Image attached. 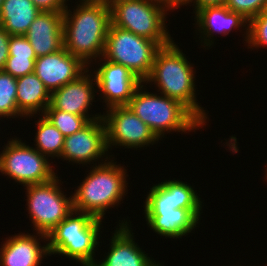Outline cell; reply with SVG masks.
I'll list each match as a JSON object with an SVG mask.
<instances>
[{
  "mask_svg": "<svg viewBox=\"0 0 267 266\" xmlns=\"http://www.w3.org/2000/svg\"><path fill=\"white\" fill-rule=\"evenodd\" d=\"M79 2L73 12L68 9L69 4L63 12L64 48L90 68L91 63L103 56L111 24V10L108 1Z\"/></svg>",
  "mask_w": 267,
  "mask_h": 266,
  "instance_id": "1",
  "label": "cell"
},
{
  "mask_svg": "<svg viewBox=\"0 0 267 266\" xmlns=\"http://www.w3.org/2000/svg\"><path fill=\"white\" fill-rule=\"evenodd\" d=\"M174 40L160 47L154 57L152 71L144 83L154 86L169 98L186 106L205 126L209 119L197 102L194 64H191Z\"/></svg>",
  "mask_w": 267,
  "mask_h": 266,
  "instance_id": "2",
  "label": "cell"
},
{
  "mask_svg": "<svg viewBox=\"0 0 267 266\" xmlns=\"http://www.w3.org/2000/svg\"><path fill=\"white\" fill-rule=\"evenodd\" d=\"M115 159L91 166L73 194V210L103 220L111 207L121 204L128 194L127 169L116 164Z\"/></svg>",
  "mask_w": 267,
  "mask_h": 266,
  "instance_id": "3",
  "label": "cell"
},
{
  "mask_svg": "<svg viewBox=\"0 0 267 266\" xmlns=\"http://www.w3.org/2000/svg\"><path fill=\"white\" fill-rule=\"evenodd\" d=\"M144 84L142 82L136 88L127 106L149 126L159 140L169 132L181 131L183 134L204 127V124L182 103L163 94L148 92Z\"/></svg>",
  "mask_w": 267,
  "mask_h": 266,
  "instance_id": "4",
  "label": "cell"
},
{
  "mask_svg": "<svg viewBox=\"0 0 267 266\" xmlns=\"http://www.w3.org/2000/svg\"><path fill=\"white\" fill-rule=\"evenodd\" d=\"M102 221L90 214L73 210L47 234L50 256L58 254L76 260L83 266H94Z\"/></svg>",
  "mask_w": 267,
  "mask_h": 266,
  "instance_id": "5",
  "label": "cell"
},
{
  "mask_svg": "<svg viewBox=\"0 0 267 266\" xmlns=\"http://www.w3.org/2000/svg\"><path fill=\"white\" fill-rule=\"evenodd\" d=\"M111 24L155 41L160 47L173 41L167 30L168 5L158 0H110ZM168 11V12H167Z\"/></svg>",
  "mask_w": 267,
  "mask_h": 266,
  "instance_id": "6",
  "label": "cell"
},
{
  "mask_svg": "<svg viewBox=\"0 0 267 266\" xmlns=\"http://www.w3.org/2000/svg\"><path fill=\"white\" fill-rule=\"evenodd\" d=\"M159 48L153 40L110 24L102 57L122 64L144 82L152 71Z\"/></svg>",
  "mask_w": 267,
  "mask_h": 266,
  "instance_id": "7",
  "label": "cell"
},
{
  "mask_svg": "<svg viewBox=\"0 0 267 266\" xmlns=\"http://www.w3.org/2000/svg\"><path fill=\"white\" fill-rule=\"evenodd\" d=\"M58 175L52 180L24 186L33 231L48 234L73 211V195L66 197Z\"/></svg>",
  "mask_w": 267,
  "mask_h": 266,
  "instance_id": "8",
  "label": "cell"
},
{
  "mask_svg": "<svg viewBox=\"0 0 267 266\" xmlns=\"http://www.w3.org/2000/svg\"><path fill=\"white\" fill-rule=\"evenodd\" d=\"M50 158L17 137L9 139L0 153V172L20 185L41 184L58 174Z\"/></svg>",
  "mask_w": 267,
  "mask_h": 266,
  "instance_id": "9",
  "label": "cell"
},
{
  "mask_svg": "<svg viewBox=\"0 0 267 266\" xmlns=\"http://www.w3.org/2000/svg\"><path fill=\"white\" fill-rule=\"evenodd\" d=\"M102 118L106 127L108 149L119 146L137 150L159 141L149 126L127 105L107 108Z\"/></svg>",
  "mask_w": 267,
  "mask_h": 266,
  "instance_id": "10",
  "label": "cell"
},
{
  "mask_svg": "<svg viewBox=\"0 0 267 266\" xmlns=\"http://www.w3.org/2000/svg\"><path fill=\"white\" fill-rule=\"evenodd\" d=\"M108 151L106 127L103 118H100L90 121L81 130L64 138L60 159L68 160L72 164L77 163L82 166L93 164L94 166L97 162L104 163L114 156L109 155Z\"/></svg>",
  "mask_w": 267,
  "mask_h": 266,
  "instance_id": "11",
  "label": "cell"
},
{
  "mask_svg": "<svg viewBox=\"0 0 267 266\" xmlns=\"http://www.w3.org/2000/svg\"><path fill=\"white\" fill-rule=\"evenodd\" d=\"M96 62H99L98 68L91 72L96 79L97 92H100L99 96L106 104L104 109L127 105L142 81L122 64L105 60L103 57Z\"/></svg>",
  "mask_w": 267,
  "mask_h": 266,
  "instance_id": "12",
  "label": "cell"
},
{
  "mask_svg": "<svg viewBox=\"0 0 267 266\" xmlns=\"http://www.w3.org/2000/svg\"><path fill=\"white\" fill-rule=\"evenodd\" d=\"M94 82V83H93ZM96 79L88 69L78 79L65 84L51 93L50 105L46 109H58L75 115L88 117L90 120L102 118V114H89L92 102L98 94ZM95 92V93H94ZM92 116V117H91Z\"/></svg>",
  "mask_w": 267,
  "mask_h": 266,
  "instance_id": "13",
  "label": "cell"
},
{
  "mask_svg": "<svg viewBox=\"0 0 267 266\" xmlns=\"http://www.w3.org/2000/svg\"><path fill=\"white\" fill-rule=\"evenodd\" d=\"M88 69L89 67L81 59L63 47L55 53L37 57L34 73L52 93L65 84L75 81Z\"/></svg>",
  "mask_w": 267,
  "mask_h": 266,
  "instance_id": "14",
  "label": "cell"
},
{
  "mask_svg": "<svg viewBox=\"0 0 267 266\" xmlns=\"http://www.w3.org/2000/svg\"><path fill=\"white\" fill-rule=\"evenodd\" d=\"M124 219L115 229L109 240V251L105 259L96 261L94 266H164L156 260L150 259L148 254L134 240L131 222ZM119 225V226H118ZM146 253V254H145Z\"/></svg>",
  "mask_w": 267,
  "mask_h": 266,
  "instance_id": "15",
  "label": "cell"
},
{
  "mask_svg": "<svg viewBox=\"0 0 267 266\" xmlns=\"http://www.w3.org/2000/svg\"><path fill=\"white\" fill-rule=\"evenodd\" d=\"M33 233L36 236L23 232L7 237L0 246V266H41L44 257H50L47 235Z\"/></svg>",
  "mask_w": 267,
  "mask_h": 266,
  "instance_id": "16",
  "label": "cell"
},
{
  "mask_svg": "<svg viewBox=\"0 0 267 266\" xmlns=\"http://www.w3.org/2000/svg\"><path fill=\"white\" fill-rule=\"evenodd\" d=\"M194 16V21L197 20L195 22L196 24L194 23L197 29L196 32L198 31L197 33L200 34L199 40L201 38L200 43H203L201 46H204V48L206 46L207 49L208 47L210 48V46L212 48L215 40L213 35L215 33L226 36L229 35L234 28L240 30L242 27L243 30H245V35L243 34V36L246 42L244 43H247L249 21L241 14L232 12L225 5L203 8Z\"/></svg>",
  "mask_w": 267,
  "mask_h": 266,
  "instance_id": "17",
  "label": "cell"
},
{
  "mask_svg": "<svg viewBox=\"0 0 267 266\" xmlns=\"http://www.w3.org/2000/svg\"><path fill=\"white\" fill-rule=\"evenodd\" d=\"M189 183L165 180L153 185L146 195L144 209H202L201 197Z\"/></svg>",
  "mask_w": 267,
  "mask_h": 266,
  "instance_id": "18",
  "label": "cell"
},
{
  "mask_svg": "<svg viewBox=\"0 0 267 266\" xmlns=\"http://www.w3.org/2000/svg\"><path fill=\"white\" fill-rule=\"evenodd\" d=\"M202 209H144L146 224L165 238L182 239L195 230Z\"/></svg>",
  "mask_w": 267,
  "mask_h": 266,
  "instance_id": "19",
  "label": "cell"
},
{
  "mask_svg": "<svg viewBox=\"0 0 267 266\" xmlns=\"http://www.w3.org/2000/svg\"><path fill=\"white\" fill-rule=\"evenodd\" d=\"M24 36L37 57L59 51L64 47L63 12L40 11Z\"/></svg>",
  "mask_w": 267,
  "mask_h": 266,
  "instance_id": "20",
  "label": "cell"
},
{
  "mask_svg": "<svg viewBox=\"0 0 267 266\" xmlns=\"http://www.w3.org/2000/svg\"><path fill=\"white\" fill-rule=\"evenodd\" d=\"M16 92L18 111L25 118L43 115L50 105L51 93L35 73L17 78Z\"/></svg>",
  "mask_w": 267,
  "mask_h": 266,
  "instance_id": "21",
  "label": "cell"
},
{
  "mask_svg": "<svg viewBox=\"0 0 267 266\" xmlns=\"http://www.w3.org/2000/svg\"><path fill=\"white\" fill-rule=\"evenodd\" d=\"M39 12L31 0H3L0 26L10 35H24Z\"/></svg>",
  "mask_w": 267,
  "mask_h": 266,
  "instance_id": "22",
  "label": "cell"
},
{
  "mask_svg": "<svg viewBox=\"0 0 267 266\" xmlns=\"http://www.w3.org/2000/svg\"><path fill=\"white\" fill-rule=\"evenodd\" d=\"M35 121L37 132L35 133V149L41 154L60 158L64 146V135L44 116Z\"/></svg>",
  "mask_w": 267,
  "mask_h": 266,
  "instance_id": "23",
  "label": "cell"
},
{
  "mask_svg": "<svg viewBox=\"0 0 267 266\" xmlns=\"http://www.w3.org/2000/svg\"><path fill=\"white\" fill-rule=\"evenodd\" d=\"M17 78L0 70V119L23 118L17 107ZM3 117V118H2Z\"/></svg>",
  "mask_w": 267,
  "mask_h": 266,
  "instance_id": "24",
  "label": "cell"
},
{
  "mask_svg": "<svg viewBox=\"0 0 267 266\" xmlns=\"http://www.w3.org/2000/svg\"><path fill=\"white\" fill-rule=\"evenodd\" d=\"M43 115L64 135V137L74 134L92 121L88 117L75 115L58 109H46Z\"/></svg>",
  "mask_w": 267,
  "mask_h": 266,
  "instance_id": "25",
  "label": "cell"
},
{
  "mask_svg": "<svg viewBox=\"0 0 267 266\" xmlns=\"http://www.w3.org/2000/svg\"><path fill=\"white\" fill-rule=\"evenodd\" d=\"M248 49L267 48V8L249 21Z\"/></svg>",
  "mask_w": 267,
  "mask_h": 266,
  "instance_id": "26",
  "label": "cell"
},
{
  "mask_svg": "<svg viewBox=\"0 0 267 266\" xmlns=\"http://www.w3.org/2000/svg\"><path fill=\"white\" fill-rule=\"evenodd\" d=\"M225 6L250 21L267 8V0H227Z\"/></svg>",
  "mask_w": 267,
  "mask_h": 266,
  "instance_id": "27",
  "label": "cell"
},
{
  "mask_svg": "<svg viewBox=\"0 0 267 266\" xmlns=\"http://www.w3.org/2000/svg\"><path fill=\"white\" fill-rule=\"evenodd\" d=\"M37 56H9L3 71L14 78L34 73Z\"/></svg>",
  "mask_w": 267,
  "mask_h": 266,
  "instance_id": "28",
  "label": "cell"
},
{
  "mask_svg": "<svg viewBox=\"0 0 267 266\" xmlns=\"http://www.w3.org/2000/svg\"><path fill=\"white\" fill-rule=\"evenodd\" d=\"M8 51L9 56H36L33 47L24 35H11Z\"/></svg>",
  "mask_w": 267,
  "mask_h": 266,
  "instance_id": "29",
  "label": "cell"
},
{
  "mask_svg": "<svg viewBox=\"0 0 267 266\" xmlns=\"http://www.w3.org/2000/svg\"><path fill=\"white\" fill-rule=\"evenodd\" d=\"M42 12H64L67 3L64 0H31Z\"/></svg>",
  "mask_w": 267,
  "mask_h": 266,
  "instance_id": "30",
  "label": "cell"
},
{
  "mask_svg": "<svg viewBox=\"0 0 267 266\" xmlns=\"http://www.w3.org/2000/svg\"><path fill=\"white\" fill-rule=\"evenodd\" d=\"M10 34L0 26V70L4 69L7 58L9 57V39Z\"/></svg>",
  "mask_w": 267,
  "mask_h": 266,
  "instance_id": "31",
  "label": "cell"
},
{
  "mask_svg": "<svg viewBox=\"0 0 267 266\" xmlns=\"http://www.w3.org/2000/svg\"><path fill=\"white\" fill-rule=\"evenodd\" d=\"M226 1L227 0H183L181 6H186L193 3V13L196 14L199 10L206 7L223 6L226 4Z\"/></svg>",
  "mask_w": 267,
  "mask_h": 266,
  "instance_id": "32",
  "label": "cell"
},
{
  "mask_svg": "<svg viewBox=\"0 0 267 266\" xmlns=\"http://www.w3.org/2000/svg\"><path fill=\"white\" fill-rule=\"evenodd\" d=\"M166 5H168L171 9H179L183 0H158Z\"/></svg>",
  "mask_w": 267,
  "mask_h": 266,
  "instance_id": "33",
  "label": "cell"
},
{
  "mask_svg": "<svg viewBox=\"0 0 267 266\" xmlns=\"http://www.w3.org/2000/svg\"><path fill=\"white\" fill-rule=\"evenodd\" d=\"M266 163H267V162H266ZM265 167H266V168H265V169H266V170H265V178H266L265 180H267V166H265Z\"/></svg>",
  "mask_w": 267,
  "mask_h": 266,
  "instance_id": "34",
  "label": "cell"
},
{
  "mask_svg": "<svg viewBox=\"0 0 267 266\" xmlns=\"http://www.w3.org/2000/svg\"><path fill=\"white\" fill-rule=\"evenodd\" d=\"M2 2H3V0H0V9H1V6H2Z\"/></svg>",
  "mask_w": 267,
  "mask_h": 266,
  "instance_id": "35",
  "label": "cell"
}]
</instances>
